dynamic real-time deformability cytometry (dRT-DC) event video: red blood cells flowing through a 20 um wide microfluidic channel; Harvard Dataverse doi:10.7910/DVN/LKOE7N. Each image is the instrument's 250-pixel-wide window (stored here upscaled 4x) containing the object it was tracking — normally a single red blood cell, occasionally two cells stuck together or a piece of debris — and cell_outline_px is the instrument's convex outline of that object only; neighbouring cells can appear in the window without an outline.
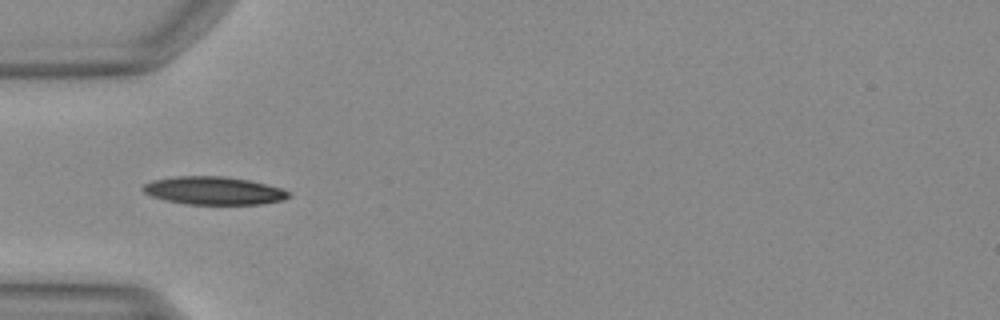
{"species": "Egyptian fruit bat (a non-hibernating species)", "species_latin": "Rousettus aegyptiacus", "temperature_condition": "warm", "stored_images_in_passage": 6, "camera_frame_rate_fps": 3000, "um_per_image_px": 0.085, "animal": {"sex": "female"}, "frame": {"image": 1, "passage_image": 2, "time_ms": 0.333, "image_size_px": [1000, 320], "cell_outline_px": [[288, 196], [284, 200], [260, 204], [184, 204], [152, 196], [144, 192], [140, 188], [144, 184], [152, 180], [176, 176], [224, 176], [248, 180], [280, 188], [288, 192]], "centroid_in_image_um": [18.12, 16.2], "position_along_channel_um": 66.9, "area_um2": 23.52}}